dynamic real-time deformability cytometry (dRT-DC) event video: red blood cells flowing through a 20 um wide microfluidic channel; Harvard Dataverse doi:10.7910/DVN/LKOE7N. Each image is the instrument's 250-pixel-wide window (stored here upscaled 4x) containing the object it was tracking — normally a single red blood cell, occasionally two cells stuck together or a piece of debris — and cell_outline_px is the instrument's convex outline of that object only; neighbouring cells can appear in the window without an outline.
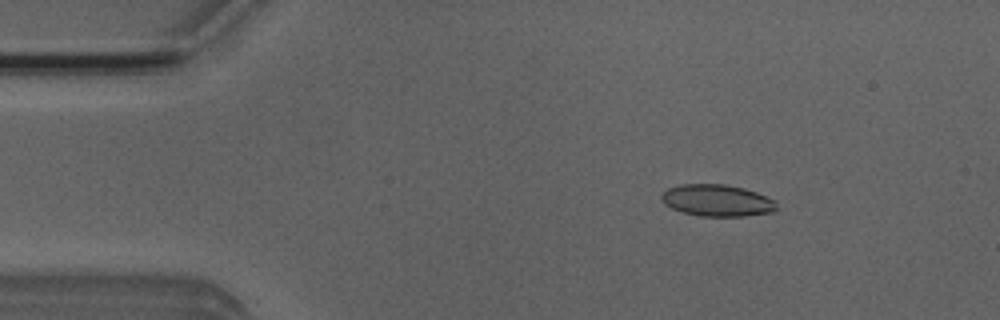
{"species": "Egyptian fruit bat (a non-hibernating species)", "species_latin": "Rousettus aegyptiacus", "temperature_condition": "room temperature", "stored_images_in_passage": 45, "camera_frame_rate_fps": 3000, "um_per_image_px": 0.085, "animal": {"sex": "male"}, "frame": {"image": 1, "passage_image": 1, "time_ms": 0.0, "image_size_px": [1000, 320], "cell_outline_px": [[776, 208], [772, 212], [744, 216], [700, 216], [684, 212], [672, 208], [664, 204], [660, 200], [660, 196], [668, 188], [680, 184], [724, 184], [744, 188], [756, 192], [772, 200], [776, 204]], "centroid_in_image_um": [60.9, 17.03], "position_along_channel_um": 24.1, "area_um2": 21.15}}
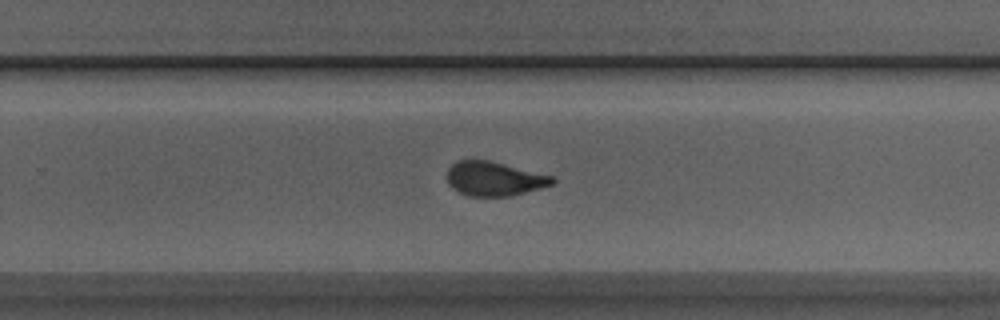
{"frame": {"image": 2, "passage_image": 26, "time_ms": 8.333, "image_size_px": [1000, 320], "cell_outline_px": [[556, 180], [552, 184], [540, 188], [508, 196], [468, 196], [452, 188], [448, 184], [448, 168], [456, 160], [488, 160], [556, 176]], "centroid_in_image_um": [42.02, 15.18], "position_along_channel_um": 287.8, "area_um2": 20.98}}
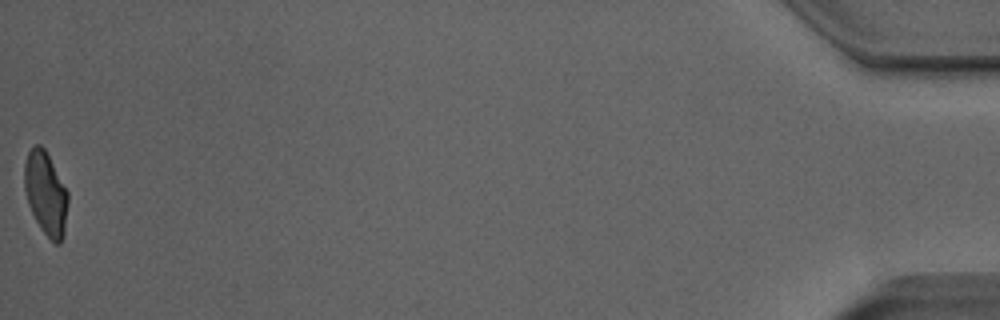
{"frame": {"image": 3, "passage_image": 45, "time_ms": 14.667, "image_size_px": [1000, 320], "cell_outline_px": [[68, 204], [64, 236], [60, 244], [56, 244], [40, 228], [28, 204], [24, 188], [24, 164], [28, 152], [36, 144], [40, 144], [44, 148], [68, 192]], "centroid_in_image_um": [3.89, 16.45], "position_along_channel_um": 431.3, "area_um2": 21.04}, "authors_computed_cell_mechanics": {"area_um2": 21.7906, "velocity_mm_per_s": 3.9564, "shape_relaxation_time_tau1_ms": 4.0137, "shape_relaxation_time_tau2_ms": 1.0746, "deformation_change_tau1": 0.1528, "deformation_change_tau2": 0.0577}}